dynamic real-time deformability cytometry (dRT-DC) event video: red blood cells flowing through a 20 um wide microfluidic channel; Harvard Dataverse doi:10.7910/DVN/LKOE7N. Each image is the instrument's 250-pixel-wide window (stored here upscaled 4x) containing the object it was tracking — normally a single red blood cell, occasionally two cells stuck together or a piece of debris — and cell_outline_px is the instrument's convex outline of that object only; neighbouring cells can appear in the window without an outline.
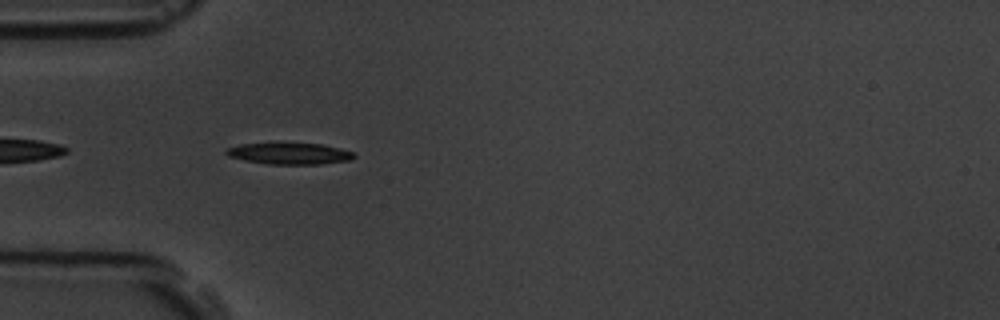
{"species": "common noctule bat (a hibernating species)", "species_latin": "Nyctalus noctula", "temperature_condition": "room temperature", "stored_images_in_passage": 43, "camera_frame_rate_fps": 3000, "um_per_image_px": 0.085, "animal": {"sex": "male", "body_mass_g": 19.5, "forearm_length_mm": 54.6}, "frame": {"image": 1, "passage_image": 3, "time_ms": 0.667, "image_size_px": [1000, 320], "cell_outline_px": [[356, 156], [352, 160], [320, 164], [268, 164], [244, 160], [228, 156], [224, 152], [224, 148], [240, 144], [272, 140], [324, 144], [340, 148], [352, 152]], "centroid_in_image_um": [24.53, 12.99], "position_along_channel_um": 60.5, "area_um2": 17.05}}
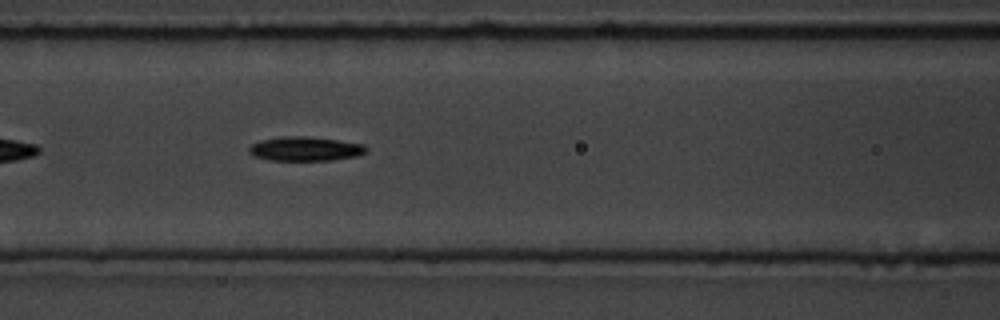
{"frame": {"image": 2, "passage_image": 10, "time_ms": 3.0, "image_size_px": [1000, 320], "cell_outline_px": [[368, 152], [356, 156], [332, 160], [268, 160], [256, 156], [248, 152], [248, 148], [252, 144], [260, 140], [280, 136], [308, 136], [364, 144], [368, 148]], "centroid_in_image_um": [25.95, 12.64], "position_along_channel_um": 140.6, "area_um2": 16.59}}
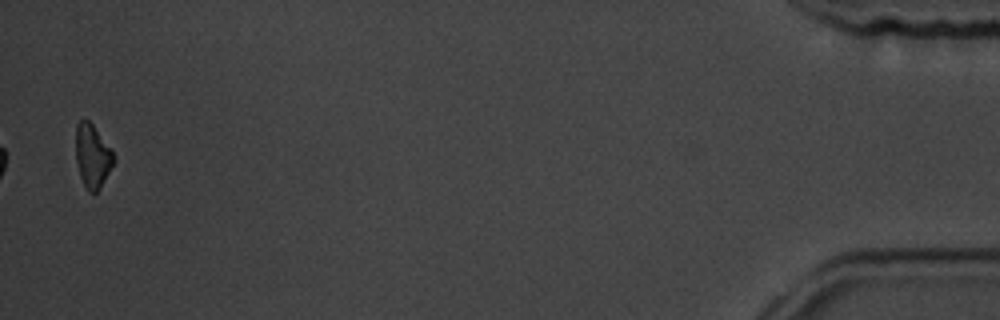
{"frame": {"image": 3, "passage_image": 42, "time_ms": 13.667, "image_size_px": [1000, 320], "cell_outline_px": [[116, 160], [100, 188], [96, 192], [88, 192], [80, 176], [76, 160], [76, 124], [80, 120], [88, 120], [92, 124], [112, 148]], "centroid_in_image_um": [7.88, 13.25], "position_along_channel_um": 427.3, "area_um2": 14.1}, "authors_computed_cell_mechanics": {"area_um2": 15.6638, "velocity_mm_per_s": 3.5491, "shape_relaxation_time_tau1_ms": 1.8594, "shape_relaxation_time_tau2_ms": null, "deformation_change_tau1": 0.1041, "deformation_change_tau2": null}}